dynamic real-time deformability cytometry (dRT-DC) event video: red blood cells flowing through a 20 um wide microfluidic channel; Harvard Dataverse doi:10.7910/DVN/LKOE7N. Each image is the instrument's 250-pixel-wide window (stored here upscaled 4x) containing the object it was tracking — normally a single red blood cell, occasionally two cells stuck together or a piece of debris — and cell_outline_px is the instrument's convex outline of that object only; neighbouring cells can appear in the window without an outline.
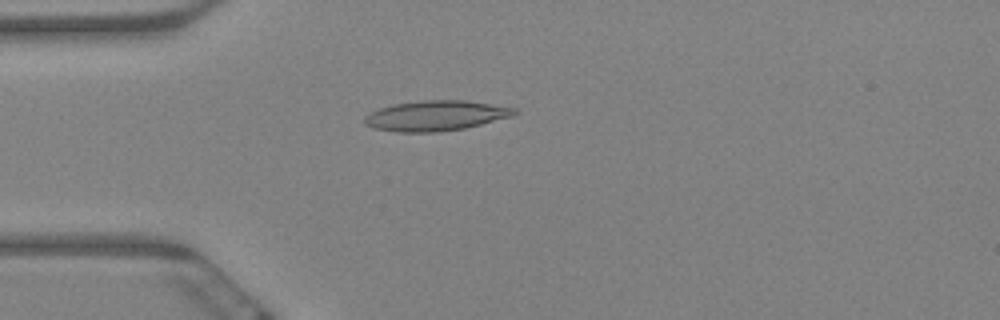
{"species": "Egyptian fruit bat (a non-hibernating species)", "species_latin": "Rousettus aegyptiacus", "temperature_condition": "warm", "stored_images_in_passage": 61, "camera_frame_rate_fps": 3000, "um_per_image_px": 0.085, "animal": {"sex": "female"}, "frame": {"image": 1, "passage_image": 16, "time_ms": 5.0, "image_size_px": [1000, 320], "cell_outline_px": [[520, 112], [512, 116], [464, 128], [436, 132], [396, 132], [376, 128], [364, 124], [364, 116], [380, 108], [392, 104], [424, 100], [468, 100], [516, 108]], "centroid_in_image_um": [37.05, 9.82], "position_along_channel_um": 47.9, "area_um2": 26.3}}
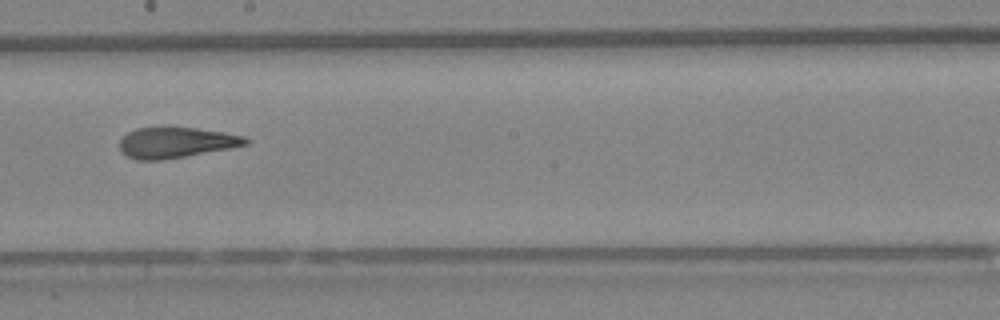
{"frame": {"image": 2, "passage_image": 34, "time_ms": 11.0, "image_size_px": [1000, 320], "cell_outline_px": [[252, 140], [248, 144], [228, 148], [184, 156], [160, 160], [136, 160], [128, 156], [120, 148], [120, 140], [128, 132], [136, 128], [164, 124], [196, 128], [224, 132], [244, 136]], "centroid_in_image_um": [14.94, 12.06], "position_along_channel_um": 233.3, "area_um2": 22.95}}
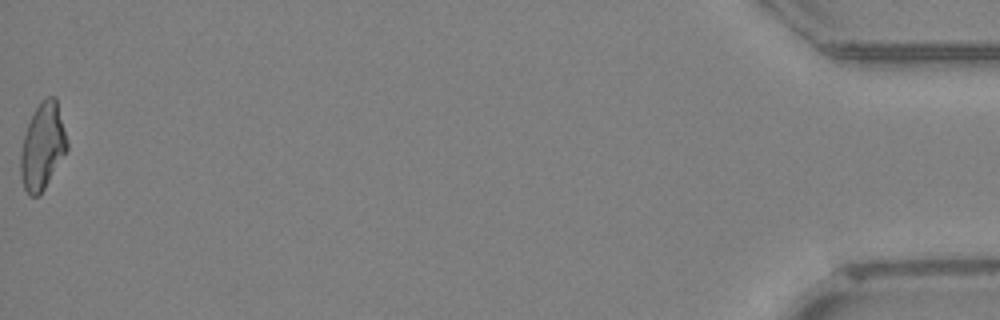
{"frame": {"image": 3, "passage_image": 61, "time_ms": 20.0, "image_size_px": [1000, 320], "cell_outline_px": [[68, 148], [44, 188], [36, 196], [28, 196], [24, 188], [20, 176], [20, 156], [24, 136], [32, 112], [48, 96], [56, 96], [68, 144]], "centroid_in_image_um": [3.6, 12.44], "position_along_channel_um": 431.6, "area_um2": 23.0}, "authors_computed_cell_mechanics": {"area_um2": 23.698, "velocity_mm_per_s": 3.319, "shape_relaxation_time_tau1_ms": 6.731, "shape_relaxation_time_tau2_ms": 2.3984, "deformation_change_tau1": 0.2201, "deformation_change_tau2": 0.1272}}